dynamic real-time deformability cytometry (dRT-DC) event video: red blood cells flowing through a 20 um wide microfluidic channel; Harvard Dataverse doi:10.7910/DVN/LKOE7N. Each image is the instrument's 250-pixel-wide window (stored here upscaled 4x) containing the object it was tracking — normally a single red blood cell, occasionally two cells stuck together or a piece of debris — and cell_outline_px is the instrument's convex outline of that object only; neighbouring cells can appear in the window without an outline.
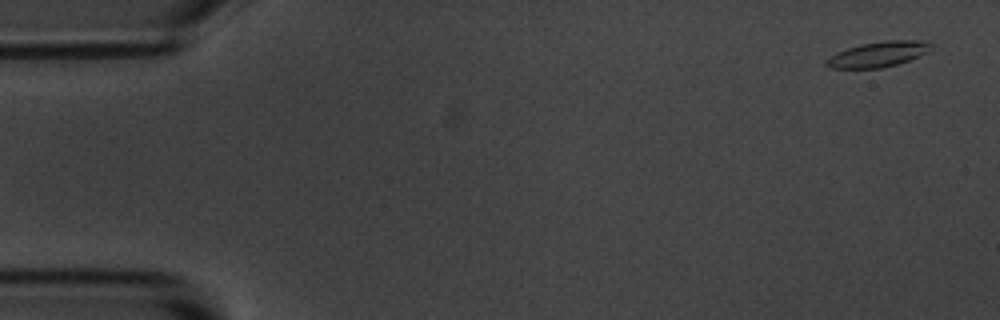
{"species": "common noctule bat (a hibernating species)", "species_latin": "Nyctalus noctula", "temperature_condition": "room temperature", "stored_images_in_passage": 55, "camera_frame_rate_fps": 3000, "um_per_image_px": 0.085, "animal": {"sex": "male", "body_mass_g": 20.1, "forearm_length_mm": 53.5}, "frame": {"image": 1, "passage_image": 2, "time_ms": 0.333, "image_size_px": [1000, 320], "cell_outline_px": [[932, 44], [928, 52], [908, 60], [896, 64], [880, 68], [828, 68], [824, 64], [824, 60], [836, 52], [860, 44], [884, 40], [928, 40]], "centroid_in_image_um": [74.62, 4.6], "position_along_channel_um": 10.4, "area_um2": 15.55}}
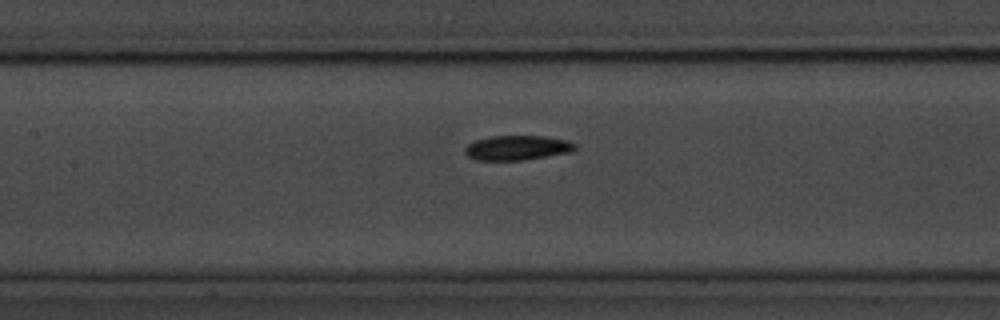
{"frame": {"image": 2, "passage_image": 25, "time_ms": 8.0, "image_size_px": [1000, 320], "cell_outline_px": [[576, 148], [568, 152], [524, 160], [476, 160], [468, 156], [464, 152], [464, 148], [468, 144], [476, 140], [492, 136], [544, 136], [568, 140], [576, 144]], "centroid_in_image_um": [43.94, 12.56], "position_along_channel_um": 163.5, "area_um2": 15.72}}
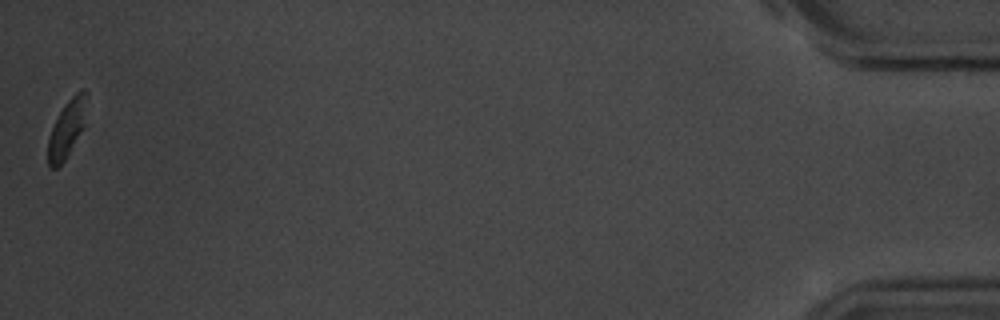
{"frame": {"image": 3, "passage_image": 55, "time_ms": 18.0, "image_size_px": [1000, 320], "cell_outline_px": [[88, 96], [84, 128], [64, 160], [56, 168], [48, 168], [48, 140], [52, 128], [64, 104], [80, 88], [84, 88], [88, 92]], "centroid_in_image_um": [5.73, 10.88], "position_along_channel_um": 429.5, "area_um2": 13.06}, "authors_computed_cell_mechanics": {"area_um2": 15.606, "velocity_mm_per_s": 3.6118, "shape_relaxation_time_tau1_ms": 3.1108, "shape_relaxation_time_tau2_ms": 4.4511, "deformation_change_tau1": 0.1351, "deformation_change_tau2": 0.0912}}